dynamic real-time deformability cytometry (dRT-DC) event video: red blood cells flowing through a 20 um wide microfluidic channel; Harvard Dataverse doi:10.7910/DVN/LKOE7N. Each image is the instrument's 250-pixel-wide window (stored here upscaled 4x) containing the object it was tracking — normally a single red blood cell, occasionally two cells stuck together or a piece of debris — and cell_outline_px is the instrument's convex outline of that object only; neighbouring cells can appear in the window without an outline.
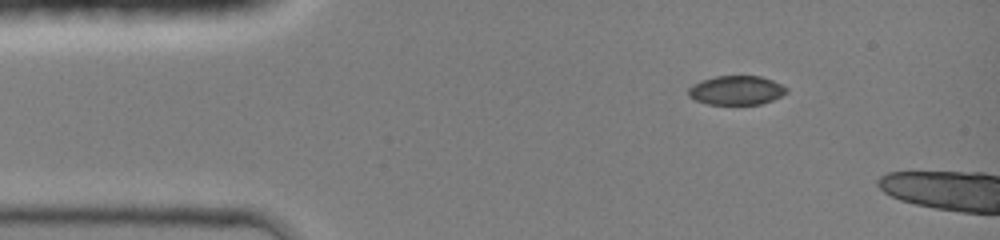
{"species": "common noctule bat (a hibernating species)", "species_latin": "Nyctalus noctula", "temperature_condition": "room temperature", "stored_images_in_passage": 3, "camera_frame_rate_fps": 3000, "um_per_image_px": 0.085, "animal": {"sex": "female", "body_mass_g": 19.0, "forearm_length_mm": 51.5}, "frame": {"image": 1, "passage_image": 1, "time_ms": 0.0, "image_size_px": [1000, 240], "cell_outline_px": [[788, 92], [772, 100], [760, 104], [708, 104], [696, 100], [688, 96], [688, 88], [692, 84], [700, 80], [716, 76], [760, 76], [772, 80], [788, 88]], "centroid_in_image_um": [62.57, 7.67], "position_along_channel_um": 22.4, "area_um2": 16.65}}